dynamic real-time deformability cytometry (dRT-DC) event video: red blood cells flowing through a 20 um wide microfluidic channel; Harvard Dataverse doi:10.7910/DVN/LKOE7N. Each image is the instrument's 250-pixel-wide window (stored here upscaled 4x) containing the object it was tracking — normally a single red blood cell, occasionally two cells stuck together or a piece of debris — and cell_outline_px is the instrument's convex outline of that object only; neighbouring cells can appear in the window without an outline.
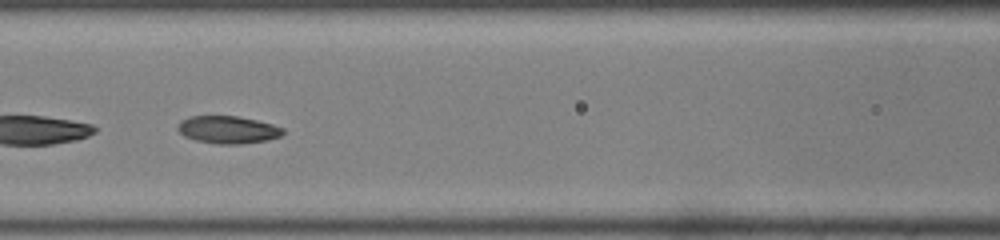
{"species": "common noctule bat (a hibernating species)", "species_latin": "Nyctalus noctula", "temperature_condition": "room temperature", "stored_images_in_passage": 32, "camera_frame_rate_fps": 3000, "um_per_image_px": 0.085, "animal": {"sex": "male", "body_mass_g": 19.0, "forearm_length_mm": 50.8}, "frame": {"image": 1, "passage_image": 10, "time_ms": 3.0, "image_size_px": [1000, 240], "cell_outline_px": [[284, 132], [280, 136], [268, 140], [240, 144], [216, 144], [196, 140], [184, 136], [176, 128], [176, 124], [180, 120], [192, 116], [236, 116], [256, 120], [272, 124], [284, 128]], "centroid_in_image_um": [19.35, 11.02], "position_along_channel_um": 147.3, "area_um2": 16.94}, "authors_computed_cell_mechanics": {"area_um2": 17.1666, "velocity_mm_per_s": 3.9824, "shape_relaxation_time_tau1_ms": 4.036, "shape_relaxation_time_tau2_ms": 2.8955, "deformation_change_tau1": 0.1356, "deformation_change_tau2": 0.0824}}